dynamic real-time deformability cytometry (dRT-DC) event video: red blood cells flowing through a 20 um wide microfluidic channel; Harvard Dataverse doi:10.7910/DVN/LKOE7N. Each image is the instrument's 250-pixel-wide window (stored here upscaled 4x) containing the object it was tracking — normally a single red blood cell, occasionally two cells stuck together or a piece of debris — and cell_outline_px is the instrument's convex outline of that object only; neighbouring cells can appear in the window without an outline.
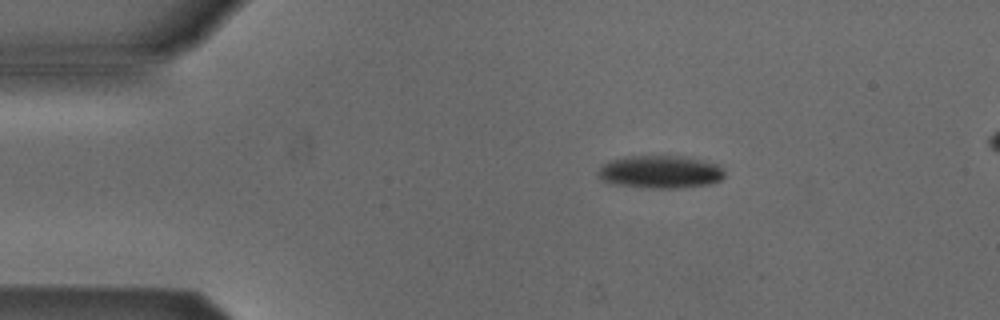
{"species": "Egyptian fruit bat (a non-hibernating species)", "species_latin": "Rousettus aegyptiacus", "temperature_condition": "cold", "stored_images_in_passage": 3, "camera_frame_rate_fps": 3000, "um_per_image_px": 0.085, "animal": {"sex": "male"}, "frame": {"image": 1, "passage_image": 1, "time_ms": 0.0, "image_size_px": [1000, 320], "cell_outline_px": [[724, 176], [720, 180], [712, 184], [684, 188], [644, 188], [608, 184], [600, 180], [596, 176], [596, 172], [600, 164], [608, 160], [624, 156], [684, 156], [720, 164], [724, 172]], "centroid_in_image_um": [56.05, 14.62], "position_along_channel_um": 29.0, "area_um2": 25.09}}